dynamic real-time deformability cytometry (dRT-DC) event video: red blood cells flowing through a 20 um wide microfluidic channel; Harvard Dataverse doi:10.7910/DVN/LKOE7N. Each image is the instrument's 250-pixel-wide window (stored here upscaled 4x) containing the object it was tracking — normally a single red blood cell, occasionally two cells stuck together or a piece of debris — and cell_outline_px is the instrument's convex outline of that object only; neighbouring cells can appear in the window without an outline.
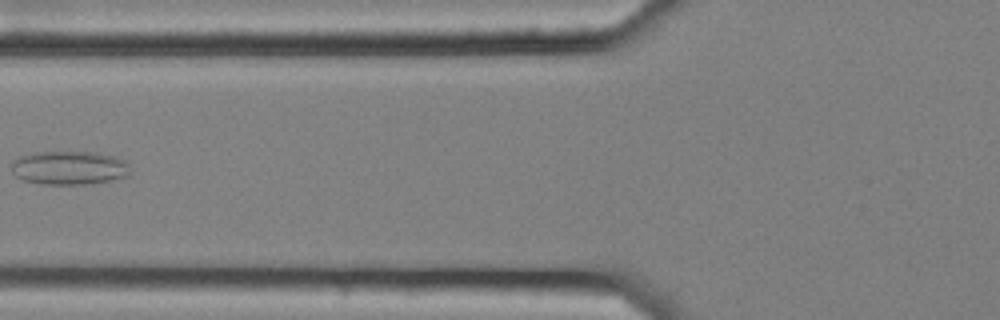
{"species": "common noctule bat (a hibernating species)", "species_latin": "Nyctalus noctula", "temperature_condition": "cold", "stored_images_in_passage": 8, "camera_frame_rate_fps": 3000, "um_per_image_px": 0.085, "animal": {"sex": "female", "body_mass_g": 25.1}, "frame": {"image": 1, "passage_image": 6, "time_ms": 1.667, "image_size_px": [1000, 320], "cell_outline_px": [[128, 176], [88, 184], [40, 184], [24, 180], [16, 176], [12, 172], [12, 160], [20, 156], [32, 152], [92, 152], [112, 156], [124, 160], [128, 164]], "centroid_in_image_um": [5.83, 14.26], "position_along_channel_um": 120.0, "area_um2": 23.18}}